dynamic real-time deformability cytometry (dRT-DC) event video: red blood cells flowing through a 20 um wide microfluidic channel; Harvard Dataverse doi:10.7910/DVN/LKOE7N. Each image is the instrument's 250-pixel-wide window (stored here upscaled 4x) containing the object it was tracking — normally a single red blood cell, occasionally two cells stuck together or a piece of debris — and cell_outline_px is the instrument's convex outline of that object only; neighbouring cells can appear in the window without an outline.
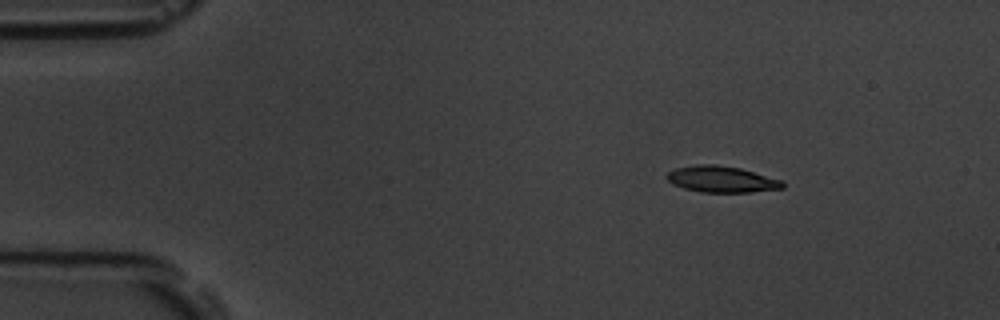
{"species": "common noctule bat (a hibernating species)", "species_latin": "Nyctalus noctula", "temperature_condition": "room temperature", "stored_images_in_passage": 11, "camera_frame_rate_fps": 3000, "um_per_image_px": 0.085, "animal": {"sex": "male", "body_mass_g": 19.5, "forearm_length_mm": 54.6}, "frame": {"image": 1, "passage_image": 2, "time_ms": 2.0, "image_size_px": [1000, 320], "cell_outline_px": [[784, 188], [752, 192], [700, 192], [684, 188], [668, 180], [664, 176], [668, 172], [676, 168], [700, 164], [716, 164], [740, 168], [784, 180]], "centroid_in_image_um": [61.38, 15.23], "position_along_channel_um": 23.6, "area_um2": 17.74}}
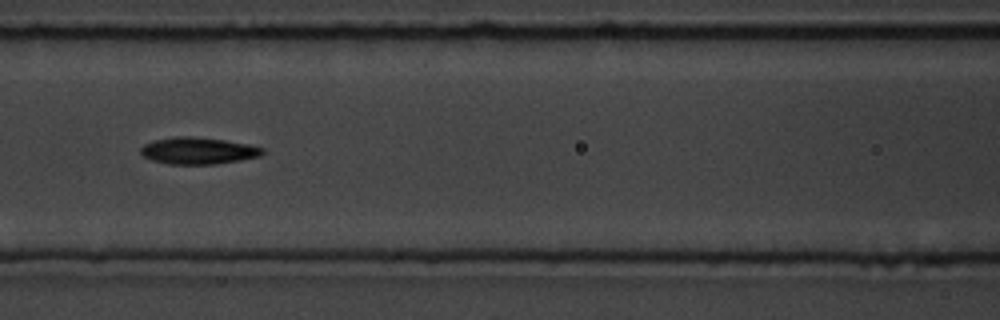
{"frame": {"image": 2, "passage_image": 7, "time_ms": 7.667, "image_size_px": [1000, 320], "cell_outline_px": [[264, 152], [260, 156], [240, 160], [216, 164], [168, 164], [152, 160], [144, 156], [140, 152], [140, 148], [144, 144], [152, 140], [172, 136], [192, 136], [224, 140], [248, 144], [264, 148]], "centroid_in_image_um": [16.81, 12.8], "position_along_channel_um": 149.8, "area_um2": 19.13}}
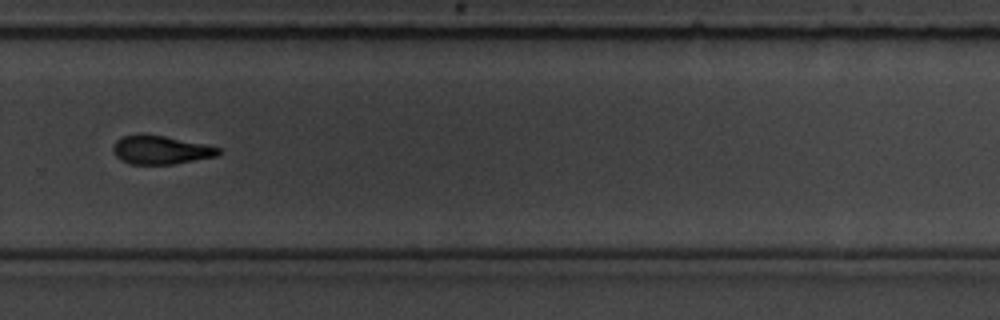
{"frame": {"image": 3, "passage_image": 11, "time_ms": 12.333, "image_size_px": [1000, 320], "cell_outline_px": [[224, 148], [216, 156], [172, 164], [128, 164], [120, 160], [116, 156], [112, 148], [116, 140], [124, 136], [164, 136]], "centroid_in_image_um": [13.68, 12.77], "position_along_channel_um": 316.1, "area_um2": 17.11}}